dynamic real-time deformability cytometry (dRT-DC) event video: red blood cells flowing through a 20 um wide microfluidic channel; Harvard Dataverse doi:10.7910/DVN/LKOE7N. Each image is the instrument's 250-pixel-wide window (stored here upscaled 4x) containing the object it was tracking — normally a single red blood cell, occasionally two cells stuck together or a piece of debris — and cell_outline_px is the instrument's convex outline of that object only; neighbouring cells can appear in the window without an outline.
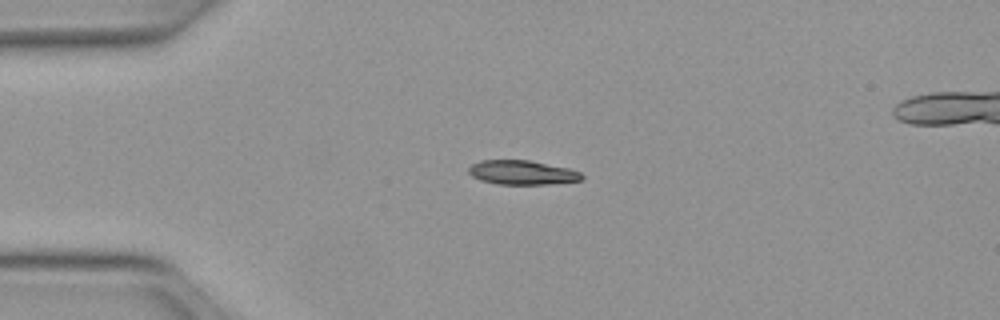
{"species": "Egyptian fruit bat (a non-hibernating species)", "species_latin": "Rousettus aegyptiacus", "temperature_condition": "warm", "stored_images_in_passage": 40, "camera_frame_rate_fps": 3000, "um_per_image_px": 0.085, "animal": {"sex": "female"}, "frame": {"image": 1, "passage_image": 1, "time_ms": 0.0, "image_size_px": [1000, 320], "cell_outline_px": [[584, 180], [548, 184], [496, 184], [480, 180], [472, 176], [468, 172], [468, 168], [472, 164], [480, 160], [528, 160], [568, 168], [580, 172], [584, 176]], "centroid_in_image_um": [44.38, 14.67], "position_along_channel_um": 40.6, "area_um2": 16.01}}
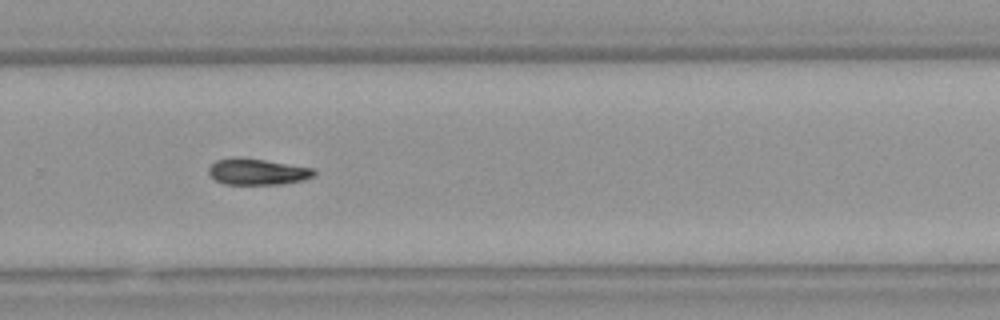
{"frame": {"image": 2, "passage_image": 23, "time_ms": 7.333, "image_size_px": [1000, 320], "cell_outline_px": [[316, 172], [312, 176], [304, 180], [284, 184], [224, 184], [216, 180], [208, 172], [208, 168], [216, 160], [232, 156], [240, 156], [312, 168]], "centroid_in_image_um": [21.84, 14.58], "position_along_channel_um": 308.0, "area_um2": 16.13}}
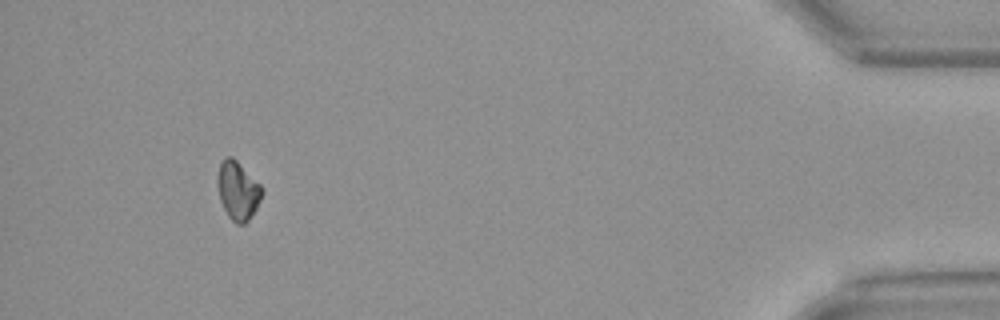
{"frame": {"image": 3, "passage_image": 36, "time_ms": 11.667, "image_size_px": [1000, 320], "cell_outline_px": [[264, 192], [256, 208], [248, 220], [244, 224], [236, 224], [228, 216], [220, 200], [216, 184], [216, 176], [220, 160], [224, 156], [232, 156], [264, 188]], "centroid_in_image_um": [20.19, 16.16], "position_along_channel_um": 415.0, "area_um2": 15.37}}